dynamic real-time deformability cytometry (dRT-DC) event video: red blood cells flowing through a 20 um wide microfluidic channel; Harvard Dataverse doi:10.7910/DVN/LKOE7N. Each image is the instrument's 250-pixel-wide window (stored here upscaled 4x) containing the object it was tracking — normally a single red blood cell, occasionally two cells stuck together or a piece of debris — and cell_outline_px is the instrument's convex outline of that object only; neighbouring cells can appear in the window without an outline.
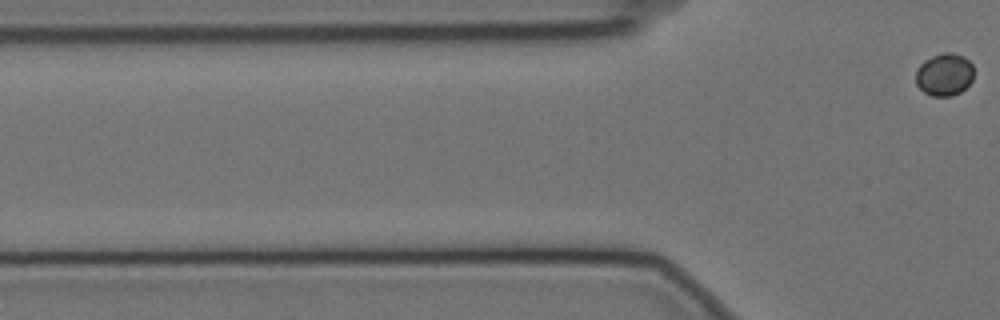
{"species": "Egyptian fruit bat (a non-hibernating species)", "species_latin": "Rousettus aegyptiacus", "temperature_condition": "cold", "stored_images_in_passage": 3, "camera_frame_rate_fps": 3000, "um_per_image_px": 0.085, "animal": {"sex": "female"}, "frame": {"image": 1, "passage_image": 3, "time_ms": 0.667, "image_size_px": [1000, 320], "cell_outline_px": [[972, 80], [960, 92], [952, 96], [932, 96], [924, 92], [916, 84], [916, 72], [920, 64], [924, 60], [932, 56], [944, 52], [952, 52], [964, 56], [972, 64]], "centroid_in_image_um": [80.26, 6.33], "position_along_channel_um": 45.5, "area_um2": 14.33}}